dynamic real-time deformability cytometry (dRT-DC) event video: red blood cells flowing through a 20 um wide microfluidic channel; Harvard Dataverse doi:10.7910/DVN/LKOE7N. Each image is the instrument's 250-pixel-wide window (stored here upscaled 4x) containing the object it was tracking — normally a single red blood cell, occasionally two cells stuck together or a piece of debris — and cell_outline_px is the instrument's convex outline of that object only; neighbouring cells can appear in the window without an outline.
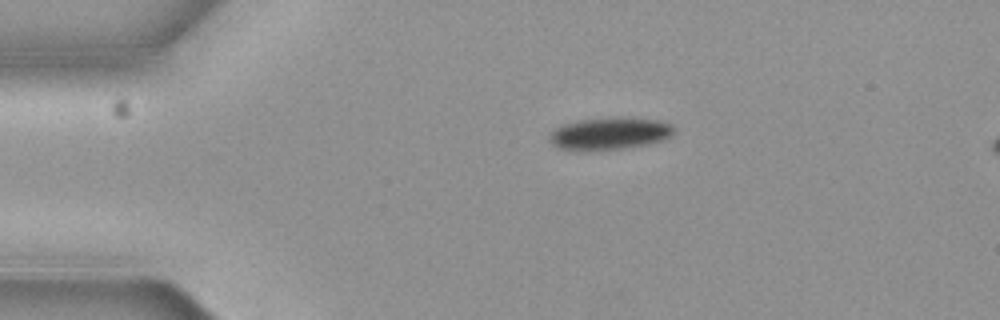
{"species": "common noctule bat (a hibernating species)", "species_latin": "Nyctalus noctula", "temperature_condition": "cold", "stored_images_in_passage": 3, "segment_of_instrument_passage": [1, 2], "camera_frame_rate_fps": 3000, "um_per_image_px": 0.085, "animal": {"sex": "female", "body_mass_g": 19.3, "forearm_length_mm": 54.1}, "frame": {"image": 1, "passage_image": 1, "time_ms": 0.0, "image_size_px": [1000, 320], "cell_outline_px": [[672, 136], [660, 140], [644, 144], [624, 148], [576, 152], [556, 148], [548, 140], [548, 136], [556, 128], [564, 124], [580, 120], [612, 116], [620, 116], [660, 120], [672, 124]], "centroid_in_image_um": [51.75, 11.35], "position_along_channel_um": 33.3, "area_um2": 23.81}}